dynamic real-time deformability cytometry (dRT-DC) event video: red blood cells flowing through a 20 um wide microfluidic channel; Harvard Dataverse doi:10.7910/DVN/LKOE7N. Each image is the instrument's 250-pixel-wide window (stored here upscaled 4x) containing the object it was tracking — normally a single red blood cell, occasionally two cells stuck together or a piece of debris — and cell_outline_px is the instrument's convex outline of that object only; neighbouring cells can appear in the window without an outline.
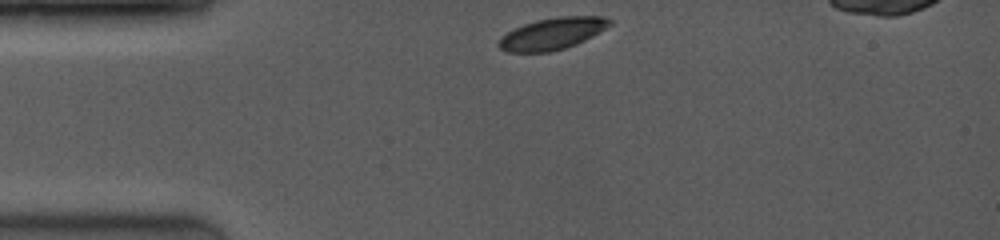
{"species": "common noctule bat (a hibernating species)", "species_latin": "Nyctalus noctula", "temperature_condition": "room temperature", "stored_images_in_passage": 44, "camera_frame_rate_fps": 4000, "um_per_image_px": 0.085, "animal": {"sex": "female", "body_mass_g": 19.0, "forearm_length_mm": 53.3}, "frame": {"image": 1, "passage_image": 1, "time_ms": 0.0, "image_size_px": [1000, 240], "cell_outline_px": [[612, 24], [600, 32], [576, 44], [552, 52], [508, 52], [500, 48], [496, 44], [496, 40], [500, 36], [524, 24], [536, 20], [556, 16], [604, 16], [612, 20]], "centroid_in_image_um": [46.93, 2.86], "position_along_channel_um": 38.1, "area_um2": 20.69}}
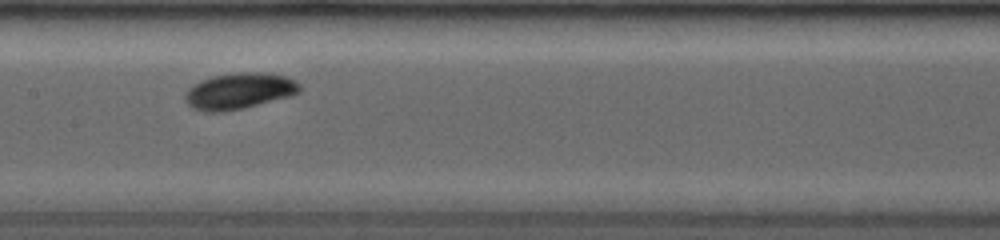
{"frame": {"image": 2, "passage_image": 19, "time_ms": 4.5, "image_size_px": [1000, 240], "cell_outline_px": [[300, 92], [292, 96], [244, 108], [224, 112], [204, 112], [192, 108], [184, 100], [184, 96], [196, 84], [204, 80], [216, 76], [284, 76], [292, 80], [300, 88]], "centroid_in_image_um": [20.29, 7.85], "position_along_channel_um": 187.1, "area_um2": 22.43}}
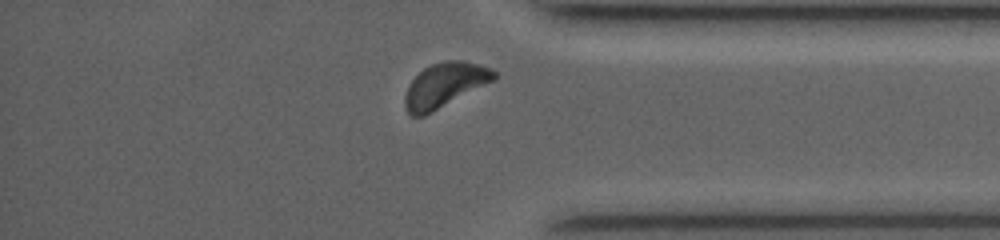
{"frame": {"image": 3, "passage_image": 40, "time_ms": 9.75, "image_size_px": [1000, 240], "cell_outline_px": [[496, 80], [424, 116], [412, 116], [408, 112], [404, 104], [404, 96], [408, 84], [424, 68], [432, 64], [448, 60], [460, 60], [492, 68], [496, 72]], "centroid_in_image_um": [37.8, 7.24], "position_along_channel_um": 397.4, "area_um2": 23.06}, "authors_computed_cell_mechanics": {"area_um2": 22.1374, "velocity_mm_per_s": 4.0397, "shape_relaxation_time_tau1_ms": 0.9508, "shape_relaxation_time_tau2_ms": null, "deformation_change_tau1": 0.0642, "deformation_change_tau2": null}}